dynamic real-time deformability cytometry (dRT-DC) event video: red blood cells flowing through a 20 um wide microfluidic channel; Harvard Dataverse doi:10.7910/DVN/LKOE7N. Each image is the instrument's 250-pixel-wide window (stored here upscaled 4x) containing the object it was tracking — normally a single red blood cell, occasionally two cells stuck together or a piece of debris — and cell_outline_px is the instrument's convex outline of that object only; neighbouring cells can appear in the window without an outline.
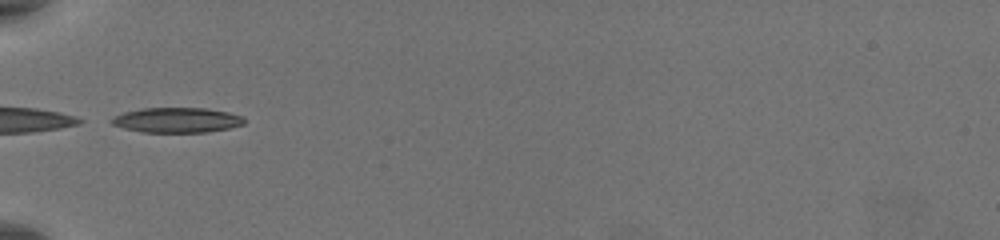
{"species": "common noctule bat (a hibernating species)", "species_latin": "Nyctalus noctula", "temperature_condition": "warm", "stored_images_in_passage": 13, "camera_frame_rate_fps": 3000, "um_per_image_px": 0.085, "animal": {"sex": "female", "body_mass_g": 19.5, "forearm_length_mm": 54.1}, "frame": {"image": 1, "passage_image": 1, "time_ms": 0.0, "image_size_px": [1000, 240], "cell_outline_px": [[244, 124], [228, 128], [208, 132], [140, 132], [124, 128], [112, 124], [112, 120], [116, 116], [124, 112], [144, 108], [204, 108], [228, 112], [240, 116], [244, 120]], "centroid_in_image_um": [15.04, 10.21], "position_along_channel_um": 70.0, "area_um2": 19.07}}
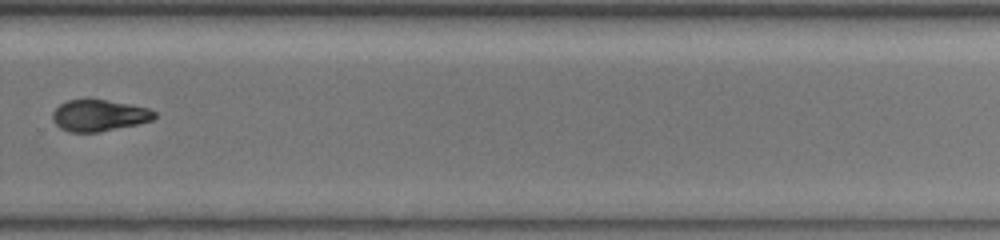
{"frame": {"image": 2, "passage_image": 8, "time_ms": 2.333, "image_size_px": [1000, 240], "cell_outline_px": [[156, 116], [152, 120], [136, 124], [96, 132], [68, 132], [60, 128], [52, 120], [52, 112], [60, 104], [68, 100], [104, 100], [128, 104], [148, 108], [156, 112]], "centroid_in_image_um": [8.39, 9.82], "position_along_channel_um": 321.4, "area_um2": 18.38}}
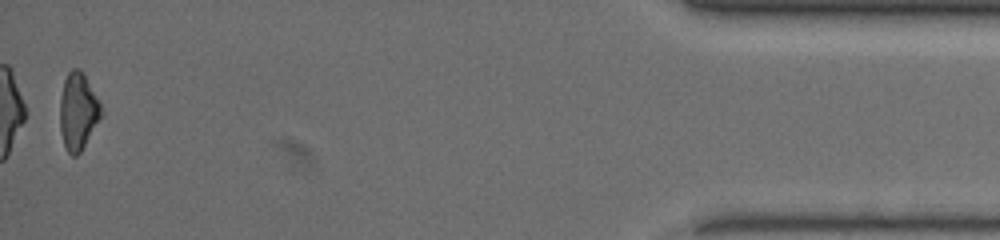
{"frame": {"image": 3, "passage_image": 13, "time_ms": 4.0, "image_size_px": [1000, 240], "cell_outline_px": [[104, 116], [80, 152], [76, 156], [72, 156], [64, 148], [60, 132], [60, 100], [64, 80], [68, 72], [72, 68], [80, 68], [100, 104], [104, 112]], "centroid_in_image_um": [6.64, 9.51], "position_along_channel_um": 428.6, "area_um2": 18.73}}